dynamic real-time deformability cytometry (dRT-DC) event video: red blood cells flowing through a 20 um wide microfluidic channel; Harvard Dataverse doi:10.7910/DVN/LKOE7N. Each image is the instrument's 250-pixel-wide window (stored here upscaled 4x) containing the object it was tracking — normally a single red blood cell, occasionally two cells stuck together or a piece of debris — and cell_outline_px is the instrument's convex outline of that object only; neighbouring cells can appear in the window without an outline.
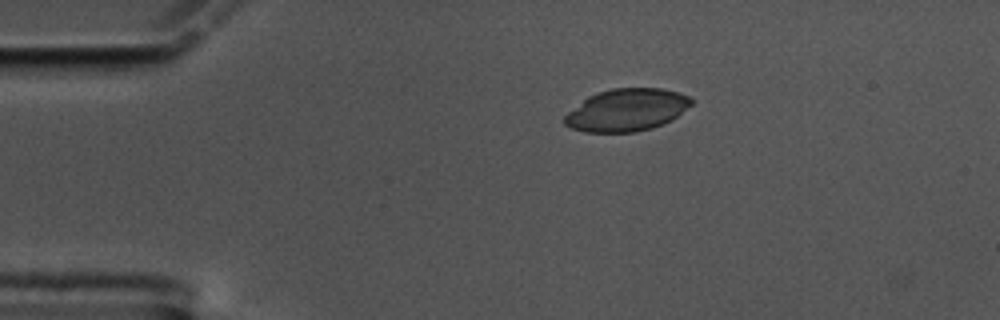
{"species": "common noctule bat (a hibernating species)", "species_latin": "Nyctalus noctula", "temperature_condition": "cold", "stored_images_in_passage": 48, "camera_frame_rate_fps": 3000, "um_per_image_px": 0.085, "animal": {"sex": "male", "body_mass_g": 17.5, "forearm_length_mm": 52.3}, "frame": {"image": 1, "passage_image": 1, "time_ms": 0.0, "image_size_px": [1000, 320], "cell_outline_px": [[692, 104], [672, 120], [664, 124], [652, 128], [636, 132], [584, 132], [572, 128], [564, 124], [564, 116], [568, 112], [588, 96], [612, 88], [660, 88], [680, 92], [692, 96]], "centroid_in_image_um": [53.3, 9.35], "position_along_channel_um": 31.7, "area_um2": 31.39}}
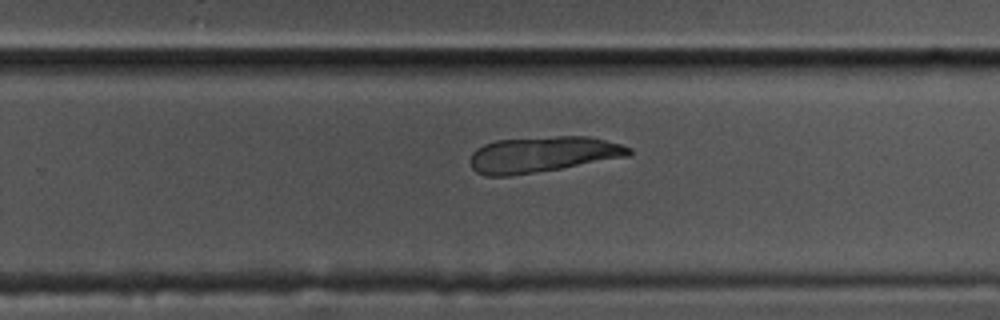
{"frame": {"image": 2, "passage_image": 27, "time_ms": 8.667, "image_size_px": [1000, 320], "cell_outline_px": [[632, 152], [628, 156], [560, 168], [512, 176], [484, 176], [476, 172], [472, 168], [468, 160], [472, 152], [476, 148], [484, 144], [496, 140], [556, 136], [588, 136], [620, 144], [632, 148]], "centroid_in_image_um": [46.05, 13.13], "position_along_channel_um": 283.7, "area_um2": 33.12}}
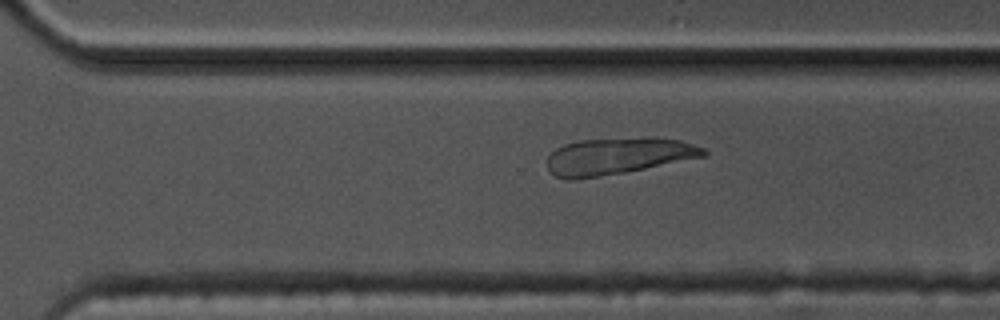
{"frame": {"image": 3, "passage_image": 30, "time_ms": 9.667, "image_size_px": [1000, 320], "cell_outline_px": [[708, 156], [624, 172], [576, 180], [568, 180], [556, 176], [548, 172], [548, 156], [556, 148], [564, 144], [580, 140], [648, 136], [680, 140], [704, 148], [708, 152]], "centroid_in_image_um": [52.53, 13.25], "position_along_channel_um": 318.1, "area_um2": 33.81}}